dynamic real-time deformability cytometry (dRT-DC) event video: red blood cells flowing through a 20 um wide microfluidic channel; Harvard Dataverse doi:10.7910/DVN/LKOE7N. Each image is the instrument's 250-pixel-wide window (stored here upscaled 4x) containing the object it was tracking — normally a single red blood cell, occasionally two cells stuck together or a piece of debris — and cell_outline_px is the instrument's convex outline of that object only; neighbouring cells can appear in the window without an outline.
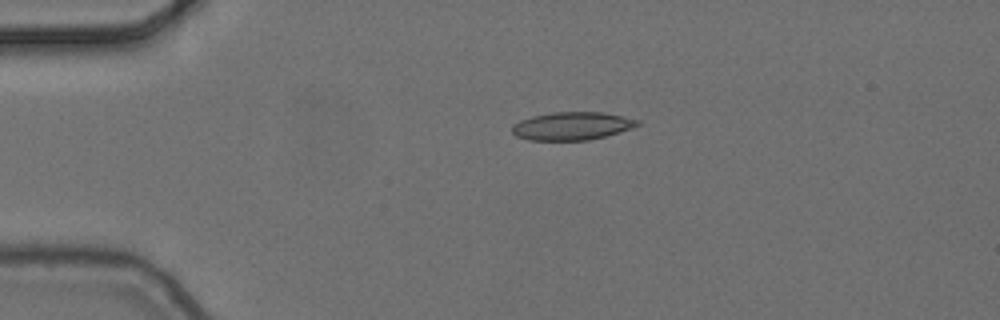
{"species": "common noctule bat (a hibernating species)", "species_latin": "Nyctalus noctula", "temperature_condition": "cold", "stored_images_in_passage": 2, "camera_frame_rate_fps": 3000, "um_per_image_px": 0.085, "animal": {"sex": "female", "body_mass_g": 24.6, "forearm_length_mm": 56.2}, "frame": {"image": 1, "passage_image": 1, "time_ms": 0.0, "image_size_px": [1000, 320], "cell_outline_px": [[640, 124], [604, 136], [588, 140], [528, 140], [516, 136], [512, 132], [512, 124], [520, 120], [532, 116], [552, 112], [604, 112], [624, 116], [640, 120]], "centroid_in_image_um": [48.57, 10.7], "position_along_channel_um": 36.4, "area_um2": 20.35}}